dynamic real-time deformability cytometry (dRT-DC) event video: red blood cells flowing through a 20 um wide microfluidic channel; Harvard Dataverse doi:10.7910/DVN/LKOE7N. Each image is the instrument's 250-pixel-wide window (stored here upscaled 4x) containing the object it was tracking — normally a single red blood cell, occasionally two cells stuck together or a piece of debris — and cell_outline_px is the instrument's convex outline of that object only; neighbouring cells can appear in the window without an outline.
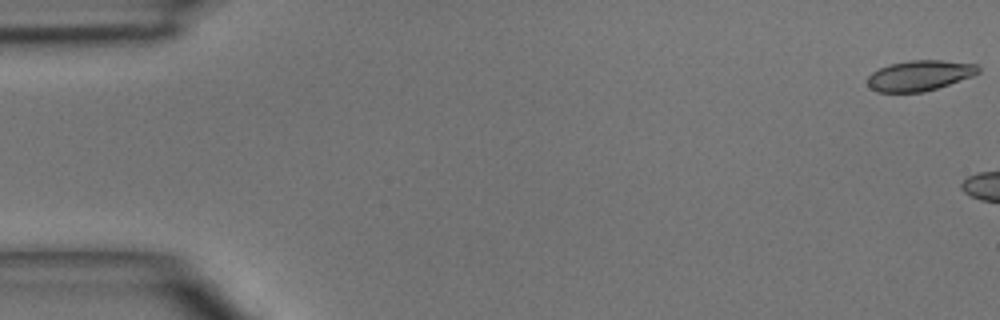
{"species": "common noctule bat (a hibernating species)", "species_latin": "Nyctalus noctula", "temperature_condition": "room temperature", "stored_images_in_passage": 6, "camera_frame_rate_fps": 3000, "um_per_image_px": 0.085, "animal": {"sex": "male", "body_mass_g": 15.6}, "frame": {"image": 1, "passage_image": 1, "time_ms": 0.0, "image_size_px": [1000, 320], "cell_outline_px": [[980, 72], [972, 76], [924, 92], [876, 92], [868, 84], [868, 76], [872, 72], [888, 64], [908, 60], [940, 60], [976, 64], [980, 68]], "centroid_in_image_um": [78.15, 6.41], "position_along_channel_um": 6.8, "area_um2": 19.54}}